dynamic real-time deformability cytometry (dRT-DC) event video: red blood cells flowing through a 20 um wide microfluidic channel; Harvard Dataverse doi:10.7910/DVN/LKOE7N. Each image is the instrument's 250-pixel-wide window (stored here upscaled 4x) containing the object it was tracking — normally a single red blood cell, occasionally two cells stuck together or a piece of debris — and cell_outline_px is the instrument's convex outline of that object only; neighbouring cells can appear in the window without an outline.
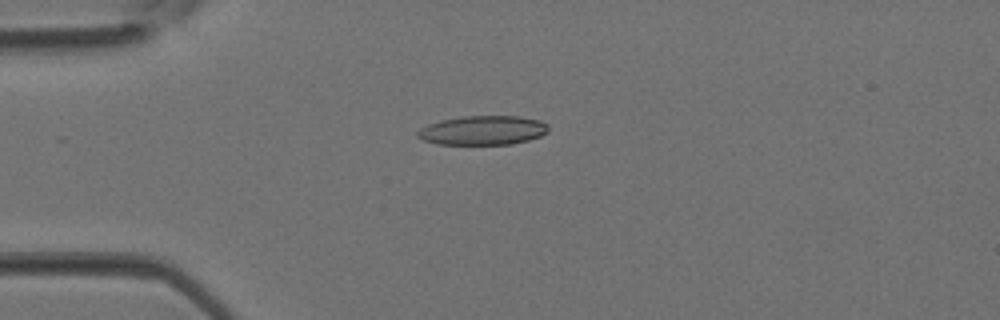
{"species": "Egyptian fruit bat (a non-hibernating species)", "species_latin": "Rousettus aegyptiacus", "temperature_condition": "room temperature", "stored_images_in_passage": 3, "camera_frame_rate_fps": 3000, "um_per_image_px": 0.085, "animal": {"sex": "female"}, "frame": {"image": 1, "passage_image": 3, "time_ms": 0.667, "image_size_px": [1000, 320], "cell_outline_px": [[548, 132], [540, 136], [528, 140], [512, 144], [436, 144], [424, 140], [416, 136], [416, 132], [420, 128], [428, 124], [460, 116], [516, 116], [540, 120], [548, 124]], "centroid_in_image_um": [41.04, 11.08], "position_along_channel_um": 44.0, "area_um2": 22.25}}